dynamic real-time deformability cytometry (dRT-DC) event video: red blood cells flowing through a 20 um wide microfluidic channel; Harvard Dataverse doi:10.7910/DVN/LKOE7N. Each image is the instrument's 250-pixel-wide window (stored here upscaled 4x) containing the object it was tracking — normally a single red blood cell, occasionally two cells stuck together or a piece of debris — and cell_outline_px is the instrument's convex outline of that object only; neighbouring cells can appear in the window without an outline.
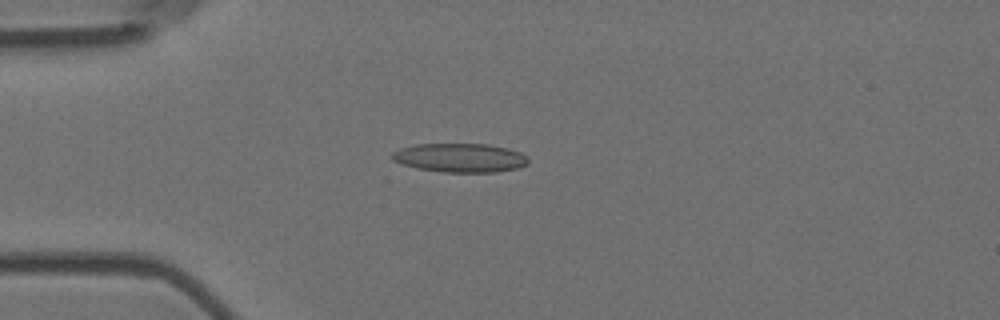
{"species": "Egyptian fruit bat (a non-hibernating species)", "species_latin": "Rousettus aegyptiacus", "temperature_condition": "room temperature", "stored_images_in_passage": 8, "camera_frame_rate_fps": 3000, "um_per_image_px": 0.085, "animal": {"sex": "female"}, "frame": {"image": 1, "passage_image": 4, "time_ms": 1.0, "image_size_px": [1000, 320], "cell_outline_px": [[528, 164], [516, 168], [496, 172], [444, 172], [420, 168], [404, 164], [392, 160], [392, 152], [400, 148], [416, 144], [488, 144], [508, 148], [520, 152], [528, 160]], "centroid_in_image_um": [39.11, 13.4], "position_along_channel_um": 45.9, "area_um2": 22.72}}
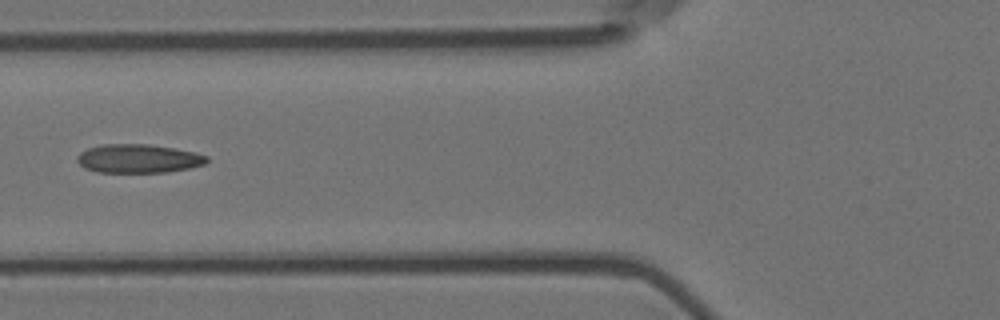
{"frame": {"image": 2, "passage_image": 6, "time_ms": 1.667, "image_size_px": [1000, 320], "cell_outline_px": [[208, 160], [204, 164], [188, 168], [168, 172], [96, 172], [84, 168], [76, 160], [76, 156], [80, 152], [88, 148], [104, 144], [148, 144], [176, 148], [208, 156]], "centroid_in_image_um": [11.73, 13.48], "position_along_channel_um": 114.1, "area_um2": 21.68}}
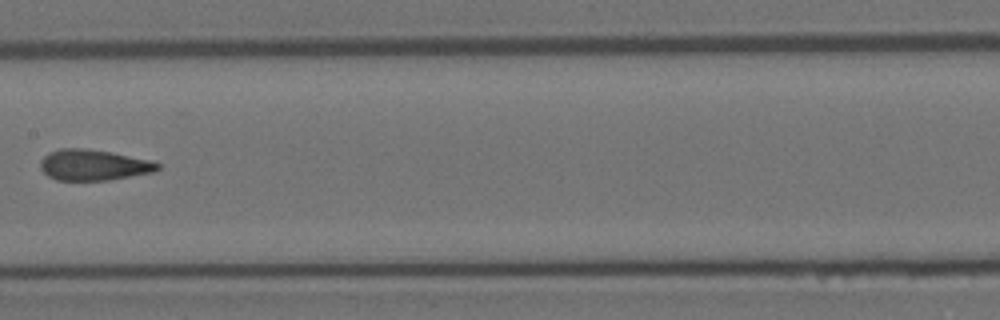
{"frame": {"image": 3, "passage_image": 8, "time_ms": 2.333, "image_size_px": [1000, 320], "cell_outline_px": [[160, 168], [152, 172], [108, 180], [56, 180], [48, 176], [40, 168], [40, 160], [48, 152], [60, 148], [88, 148], [112, 152], [148, 160], [160, 164]], "centroid_in_image_um": [7.9, 14.01], "position_along_channel_um": 199.5, "area_um2": 21.04}}